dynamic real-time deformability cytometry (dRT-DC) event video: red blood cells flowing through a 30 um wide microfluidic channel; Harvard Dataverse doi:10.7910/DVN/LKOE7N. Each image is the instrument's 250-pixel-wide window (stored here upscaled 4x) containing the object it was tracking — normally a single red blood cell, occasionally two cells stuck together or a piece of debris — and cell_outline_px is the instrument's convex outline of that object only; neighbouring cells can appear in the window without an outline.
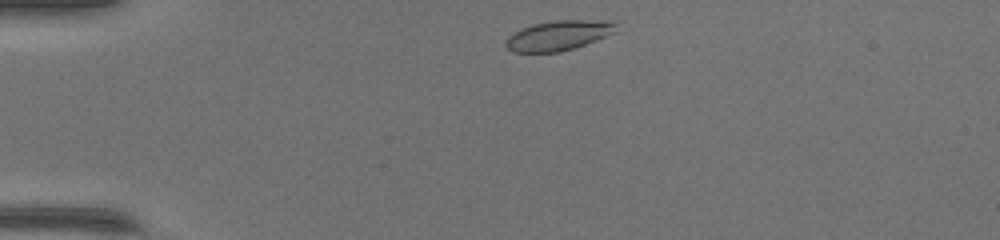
{"species": "common noctule bat (a hibernating species)", "species_latin": "Nyctalus noctula", "temperature_condition": "warm", "stored_images_in_passage": 39, "camera_frame_rate_fps": 3000, "um_per_image_px": 0.085, "animal": {"sex": "female", "body_mass_g": 17.0, "forearm_length_mm": 48.0}, "frame": {"image": 1, "passage_image": 1, "time_ms": 0.0, "image_size_px": [1000, 240], "cell_outline_px": [[620, 20], [616, 32], [576, 48], [560, 52], [512, 52], [504, 44], [504, 40], [512, 32], [520, 28], [532, 24], [556, 20]], "centroid_in_image_um": [47.51, 3.0], "position_along_channel_um": 37.5, "area_um2": 19.77}}
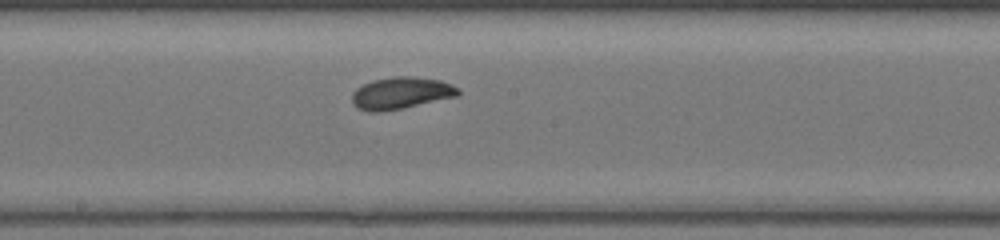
{"frame": {"image": 2, "passage_image": 17, "time_ms": 5.333, "image_size_px": [1000, 240], "cell_outline_px": [[460, 92], [456, 96], [404, 108], [380, 112], [368, 112], [356, 108], [352, 104], [352, 92], [356, 88], [372, 80], [392, 76], [412, 76], [440, 80], [452, 84], [460, 88]], "centroid_in_image_um": [34.05, 7.91], "position_along_channel_um": 214.1, "area_um2": 20.0}}
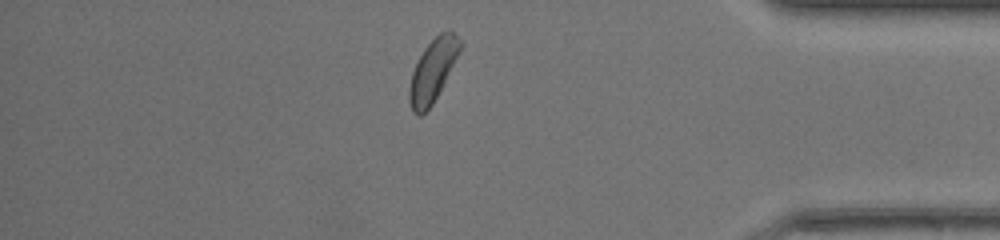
{"frame": {"image": 3, "passage_image": 32, "time_ms": 10.333, "image_size_px": [1000, 240], "cell_outline_px": [[464, 44], [432, 104], [420, 116], [416, 116], [412, 112], [408, 100], [408, 88], [412, 72], [424, 48], [440, 32], [448, 28], [452, 28]], "centroid_in_image_um": [36.79, 5.95], "position_along_channel_um": 398.4, "area_um2": 18.55}, "authors_computed_cell_mechanics": {"area_um2": 19.3052, "velocity_mm_per_s": 4.2407, "shape_relaxation_time_tau1_ms": 6.9661, "shape_relaxation_time_tau2_ms": null, "deformation_change_tau1": 0.1779, "deformation_change_tau2": null}}